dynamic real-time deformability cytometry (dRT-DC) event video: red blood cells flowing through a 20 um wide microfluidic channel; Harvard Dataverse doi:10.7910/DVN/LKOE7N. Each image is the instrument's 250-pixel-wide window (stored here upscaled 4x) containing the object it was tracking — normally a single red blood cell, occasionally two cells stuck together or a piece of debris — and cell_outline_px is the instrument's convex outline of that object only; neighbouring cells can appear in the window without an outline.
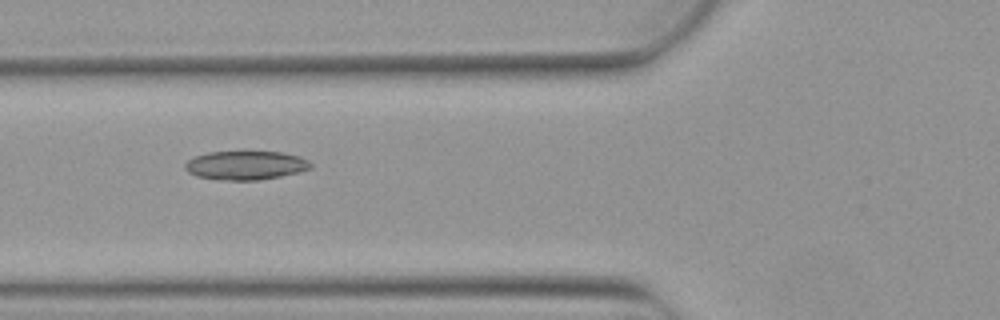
{"species": "Egyptian fruit bat (a non-hibernating species)", "species_latin": "Rousettus aegyptiacus", "temperature_condition": "warm", "stored_images_in_passage": 5, "camera_frame_rate_fps": 3000, "um_per_image_px": 0.085, "animal": {"sex": "female"}, "frame": {"image": 1, "passage_image": 3, "time_ms": 0.667, "image_size_px": [1000, 320], "cell_outline_px": [[312, 168], [280, 176], [260, 180], [216, 180], [196, 176], [188, 172], [184, 168], [184, 164], [188, 160], [196, 156], [208, 152], [244, 148], [284, 152], [300, 156], [308, 160], [312, 164]], "centroid_in_image_um": [20.87, 13.99], "position_along_channel_um": 104.9, "area_um2": 22.25}}
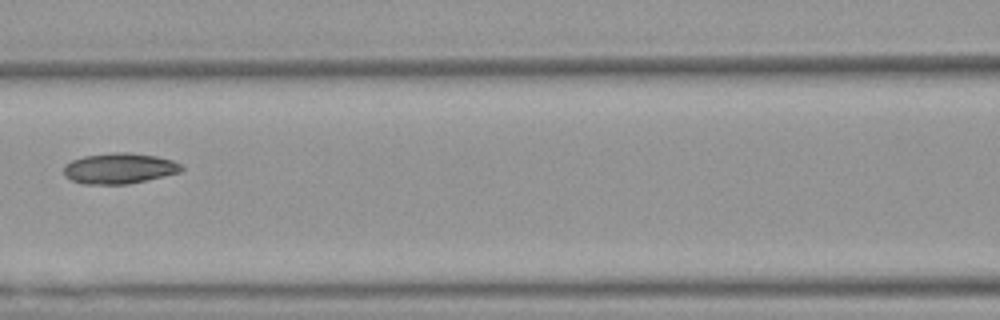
{"frame": {"image": 2, "passage_image": 4, "time_ms": 1.0, "image_size_px": [1000, 320], "cell_outline_px": [[184, 168], [180, 172], [128, 184], [80, 184], [64, 176], [64, 164], [72, 160], [84, 156], [116, 152], [128, 152], [156, 156], [172, 160], [180, 164]], "centroid_in_image_um": [10.11, 14.31], "position_along_channel_um": 156.5, "area_um2": 20.98}}
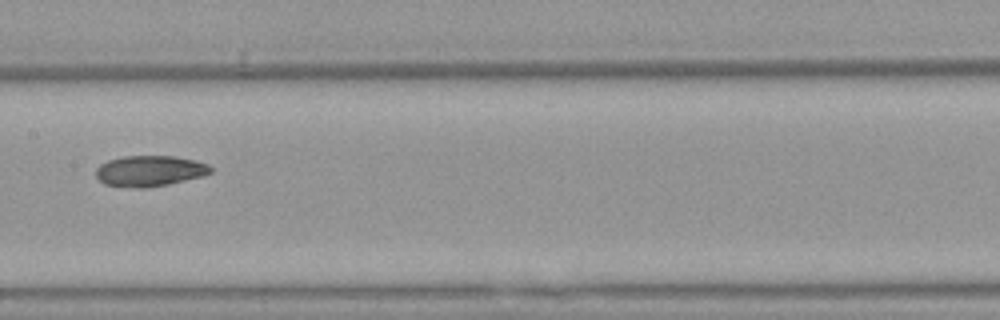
{"frame": {"image": 3, "passage_image": 5, "time_ms": 1.333, "image_size_px": [1000, 320], "cell_outline_px": [[212, 172], [204, 176], [168, 184], [144, 188], [136, 188], [104, 184], [96, 176], [96, 168], [100, 164], [108, 160], [124, 156], [176, 156], [196, 160], [208, 164], [212, 168]], "centroid_in_image_um": [12.75, 14.52], "position_along_channel_um": 194.7, "area_um2": 20.69}}